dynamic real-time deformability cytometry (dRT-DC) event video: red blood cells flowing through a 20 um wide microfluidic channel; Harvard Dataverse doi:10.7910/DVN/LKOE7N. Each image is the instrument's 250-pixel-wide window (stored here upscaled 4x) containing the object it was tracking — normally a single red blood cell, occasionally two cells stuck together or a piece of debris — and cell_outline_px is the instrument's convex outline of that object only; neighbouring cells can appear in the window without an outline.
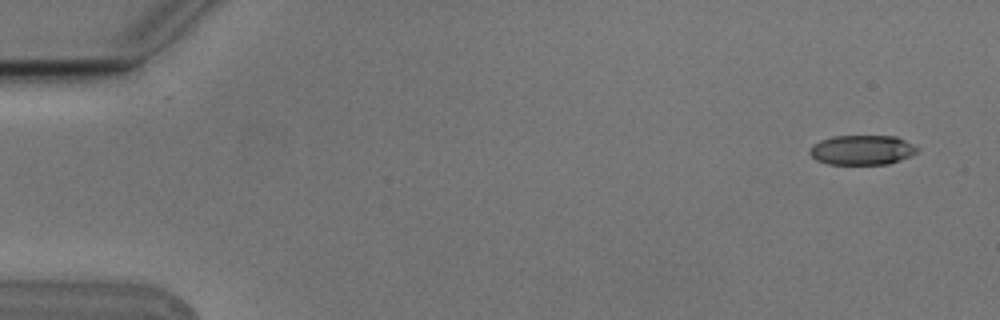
{"species": "Egyptian fruit bat (a non-hibernating species)", "species_latin": "Rousettus aegyptiacus", "temperature_condition": "cold", "stored_images_in_passage": 5, "camera_frame_rate_fps": 3000, "um_per_image_px": 0.085, "animal": {"sex": "male"}, "frame": {"image": 1, "passage_image": 1, "time_ms": 0.0, "image_size_px": [1000, 320], "cell_outline_px": [[920, 148], [912, 156], [888, 164], [828, 164], [816, 160], [808, 152], [812, 144], [820, 140], [832, 136], [896, 136]], "centroid_in_image_um": [73.26, 12.75], "position_along_channel_um": 11.7, "area_um2": 18.73}}
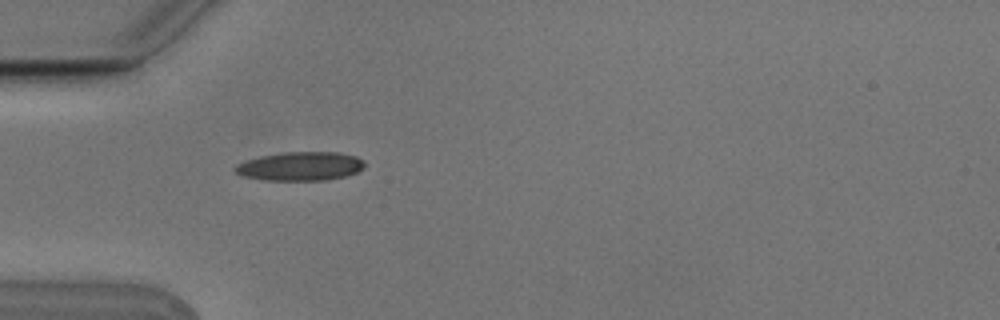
{"frame": {"image": 2, "passage_image": 5, "time_ms": 1.333, "image_size_px": [1000, 320], "cell_outline_px": [[364, 168], [356, 172], [344, 176], [324, 180], [264, 180], [244, 176], [236, 172], [232, 168], [236, 164], [260, 156], [284, 152], [340, 152], [356, 156], [364, 160]], "centroid_in_image_um": [25.54, 14.12], "position_along_channel_um": 59.5, "area_um2": 21.68}}